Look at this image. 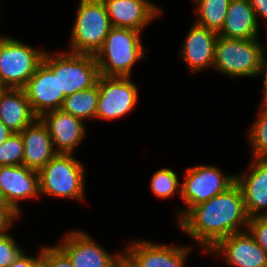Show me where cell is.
<instances>
[{
    "label": "cell",
    "instance_id": "26",
    "mask_svg": "<svg viewBox=\"0 0 267 267\" xmlns=\"http://www.w3.org/2000/svg\"><path fill=\"white\" fill-rule=\"evenodd\" d=\"M24 145L20 133H13L0 145V166L23 165Z\"/></svg>",
    "mask_w": 267,
    "mask_h": 267
},
{
    "label": "cell",
    "instance_id": "2",
    "mask_svg": "<svg viewBox=\"0 0 267 267\" xmlns=\"http://www.w3.org/2000/svg\"><path fill=\"white\" fill-rule=\"evenodd\" d=\"M141 31L112 27L95 59L99 73L104 77H130L138 60L144 59L148 47L142 45Z\"/></svg>",
    "mask_w": 267,
    "mask_h": 267
},
{
    "label": "cell",
    "instance_id": "15",
    "mask_svg": "<svg viewBox=\"0 0 267 267\" xmlns=\"http://www.w3.org/2000/svg\"><path fill=\"white\" fill-rule=\"evenodd\" d=\"M40 119L48 128L57 154H73L87 135L85 122L61 109L49 111Z\"/></svg>",
    "mask_w": 267,
    "mask_h": 267
},
{
    "label": "cell",
    "instance_id": "12",
    "mask_svg": "<svg viewBox=\"0 0 267 267\" xmlns=\"http://www.w3.org/2000/svg\"><path fill=\"white\" fill-rule=\"evenodd\" d=\"M99 76L94 55L69 51L58 53L59 91L65 97L95 86Z\"/></svg>",
    "mask_w": 267,
    "mask_h": 267
},
{
    "label": "cell",
    "instance_id": "9",
    "mask_svg": "<svg viewBox=\"0 0 267 267\" xmlns=\"http://www.w3.org/2000/svg\"><path fill=\"white\" fill-rule=\"evenodd\" d=\"M99 98L96 119L115 120L125 117L139 103L138 86L130 77L98 78Z\"/></svg>",
    "mask_w": 267,
    "mask_h": 267
},
{
    "label": "cell",
    "instance_id": "7",
    "mask_svg": "<svg viewBox=\"0 0 267 267\" xmlns=\"http://www.w3.org/2000/svg\"><path fill=\"white\" fill-rule=\"evenodd\" d=\"M235 182V173L224 174L222 169L215 165L187 167L179 195L186 208L176 209L178 214L176 221H179L192 207L221 194Z\"/></svg>",
    "mask_w": 267,
    "mask_h": 267
},
{
    "label": "cell",
    "instance_id": "8",
    "mask_svg": "<svg viewBox=\"0 0 267 267\" xmlns=\"http://www.w3.org/2000/svg\"><path fill=\"white\" fill-rule=\"evenodd\" d=\"M50 52L46 50L42 63L23 88L38 118L49 111L61 109L65 98L64 93L59 91L58 52Z\"/></svg>",
    "mask_w": 267,
    "mask_h": 267
},
{
    "label": "cell",
    "instance_id": "10",
    "mask_svg": "<svg viewBox=\"0 0 267 267\" xmlns=\"http://www.w3.org/2000/svg\"><path fill=\"white\" fill-rule=\"evenodd\" d=\"M56 245L69 257L73 267H115L123 259V251L114 254L107 251L82 230L69 231Z\"/></svg>",
    "mask_w": 267,
    "mask_h": 267
},
{
    "label": "cell",
    "instance_id": "33",
    "mask_svg": "<svg viewBox=\"0 0 267 267\" xmlns=\"http://www.w3.org/2000/svg\"><path fill=\"white\" fill-rule=\"evenodd\" d=\"M262 74L264 76L263 79V102H267V46L265 47L262 58H261V64H260V70L258 77Z\"/></svg>",
    "mask_w": 267,
    "mask_h": 267
},
{
    "label": "cell",
    "instance_id": "17",
    "mask_svg": "<svg viewBox=\"0 0 267 267\" xmlns=\"http://www.w3.org/2000/svg\"><path fill=\"white\" fill-rule=\"evenodd\" d=\"M218 37V33L195 22L191 25L178 56L188 66L190 73L195 74L208 67L212 69Z\"/></svg>",
    "mask_w": 267,
    "mask_h": 267
},
{
    "label": "cell",
    "instance_id": "13",
    "mask_svg": "<svg viewBox=\"0 0 267 267\" xmlns=\"http://www.w3.org/2000/svg\"><path fill=\"white\" fill-rule=\"evenodd\" d=\"M206 253L221 256L230 267H267L266 251L248 230L222 238Z\"/></svg>",
    "mask_w": 267,
    "mask_h": 267
},
{
    "label": "cell",
    "instance_id": "31",
    "mask_svg": "<svg viewBox=\"0 0 267 267\" xmlns=\"http://www.w3.org/2000/svg\"><path fill=\"white\" fill-rule=\"evenodd\" d=\"M41 258V251L36 256L27 255L23 250L18 257L8 267H33L34 264Z\"/></svg>",
    "mask_w": 267,
    "mask_h": 267
},
{
    "label": "cell",
    "instance_id": "24",
    "mask_svg": "<svg viewBox=\"0 0 267 267\" xmlns=\"http://www.w3.org/2000/svg\"><path fill=\"white\" fill-rule=\"evenodd\" d=\"M249 128L251 158H267V102L261 101L258 116Z\"/></svg>",
    "mask_w": 267,
    "mask_h": 267
},
{
    "label": "cell",
    "instance_id": "20",
    "mask_svg": "<svg viewBox=\"0 0 267 267\" xmlns=\"http://www.w3.org/2000/svg\"><path fill=\"white\" fill-rule=\"evenodd\" d=\"M259 23L248 0H231L220 37L227 39H255L259 37Z\"/></svg>",
    "mask_w": 267,
    "mask_h": 267
},
{
    "label": "cell",
    "instance_id": "5",
    "mask_svg": "<svg viewBox=\"0 0 267 267\" xmlns=\"http://www.w3.org/2000/svg\"><path fill=\"white\" fill-rule=\"evenodd\" d=\"M265 44L255 39L217 38L212 69L231 78L256 77L259 74Z\"/></svg>",
    "mask_w": 267,
    "mask_h": 267
},
{
    "label": "cell",
    "instance_id": "23",
    "mask_svg": "<svg viewBox=\"0 0 267 267\" xmlns=\"http://www.w3.org/2000/svg\"><path fill=\"white\" fill-rule=\"evenodd\" d=\"M231 0H193L197 18L195 23L216 33L223 27Z\"/></svg>",
    "mask_w": 267,
    "mask_h": 267
},
{
    "label": "cell",
    "instance_id": "1",
    "mask_svg": "<svg viewBox=\"0 0 267 267\" xmlns=\"http://www.w3.org/2000/svg\"><path fill=\"white\" fill-rule=\"evenodd\" d=\"M249 219L243 191L235 182L221 194L192 207L177 224L208 252L222 238L247 230Z\"/></svg>",
    "mask_w": 267,
    "mask_h": 267
},
{
    "label": "cell",
    "instance_id": "35",
    "mask_svg": "<svg viewBox=\"0 0 267 267\" xmlns=\"http://www.w3.org/2000/svg\"><path fill=\"white\" fill-rule=\"evenodd\" d=\"M33 267H47V263L42 259L40 258L35 264Z\"/></svg>",
    "mask_w": 267,
    "mask_h": 267
},
{
    "label": "cell",
    "instance_id": "18",
    "mask_svg": "<svg viewBox=\"0 0 267 267\" xmlns=\"http://www.w3.org/2000/svg\"><path fill=\"white\" fill-rule=\"evenodd\" d=\"M251 164V165H250ZM246 173H237L250 218L267 216V158H252Z\"/></svg>",
    "mask_w": 267,
    "mask_h": 267
},
{
    "label": "cell",
    "instance_id": "6",
    "mask_svg": "<svg viewBox=\"0 0 267 267\" xmlns=\"http://www.w3.org/2000/svg\"><path fill=\"white\" fill-rule=\"evenodd\" d=\"M46 50L17 38L0 35V81L12 89H23L42 63Z\"/></svg>",
    "mask_w": 267,
    "mask_h": 267
},
{
    "label": "cell",
    "instance_id": "27",
    "mask_svg": "<svg viewBox=\"0 0 267 267\" xmlns=\"http://www.w3.org/2000/svg\"><path fill=\"white\" fill-rule=\"evenodd\" d=\"M9 232L0 234V266L8 267L23 251Z\"/></svg>",
    "mask_w": 267,
    "mask_h": 267
},
{
    "label": "cell",
    "instance_id": "25",
    "mask_svg": "<svg viewBox=\"0 0 267 267\" xmlns=\"http://www.w3.org/2000/svg\"><path fill=\"white\" fill-rule=\"evenodd\" d=\"M150 183V189L157 198L168 199L175 194L181 193V182L177 173L167 167L157 170L153 174Z\"/></svg>",
    "mask_w": 267,
    "mask_h": 267
},
{
    "label": "cell",
    "instance_id": "36",
    "mask_svg": "<svg viewBox=\"0 0 267 267\" xmlns=\"http://www.w3.org/2000/svg\"><path fill=\"white\" fill-rule=\"evenodd\" d=\"M115 267H132L124 258Z\"/></svg>",
    "mask_w": 267,
    "mask_h": 267
},
{
    "label": "cell",
    "instance_id": "29",
    "mask_svg": "<svg viewBox=\"0 0 267 267\" xmlns=\"http://www.w3.org/2000/svg\"><path fill=\"white\" fill-rule=\"evenodd\" d=\"M247 230L267 253V216L250 218Z\"/></svg>",
    "mask_w": 267,
    "mask_h": 267
},
{
    "label": "cell",
    "instance_id": "32",
    "mask_svg": "<svg viewBox=\"0 0 267 267\" xmlns=\"http://www.w3.org/2000/svg\"><path fill=\"white\" fill-rule=\"evenodd\" d=\"M248 2L255 12L258 23V17L263 18L267 22V0H248Z\"/></svg>",
    "mask_w": 267,
    "mask_h": 267
},
{
    "label": "cell",
    "instance_id": "14",
    "mask_svg": "<svg viewBox=\"0 0 267 267\" xmlns=\"http://www.w3.org/2000/svg\"><path fill=\"white\" fill-rule=\"evenodd\" d=\"M0 188L5 203L21 217L19 202L41 196L39 173L24 165L0 166Z\"/></svg>",
    "mask_w": 267,
    "mask_h": 267
},
{
    "label": "cell",
    "instance_id": "11",
    "mask_svg": "<svg viewBox=\"0 0 267 267\" xmlns=\"http://www.w3.org/2000/svg\"><path fill=\"white\" fill-rule=\"evenodd\" d=\"M123 251V258L132 267H186L185 263L192 248L165 245L149 240H133Z\"/></svg>",
    "mask_w": 267,
    "mask_h": 267
},
{
    "label": "cell",
    "instance_id": "19",
    "mask_svg": "<svg viewBox=\"0 0 267 267\" xmlns=\"http://www.w3.org/2000/svg\"><path fill=\"white\" fill-rule=\"evenodd\" d=\"M20 134L24 145V166L39 171L57 154L48 128L40 118H37Z\"/></svg>",
    "mask_w": 267,
    "mask_h": 267
},
{
    "label": "cell",
    "instance_id": "3",
    "mask_svg": "<svg viewBox=\"0 0 267 267\" xmlns=\"http://www.w3.org/2000/svg\"><path fill=\"white\" fill-rule=\"evenodd\" d=\"M73 154H56L39 173L40 195L84 201L85 166Z\"/></svg>",
    "mask_w": 267,
    "mask_h": 267
},
{
    "label": "cell",
    "instance_id": "4",
    "mask_svg": "<svg viewBox=\"0 0 267 267\" xmlns=\"http://www.w3.org/2000/svg\"><path fill=\"white\" fill-rule=\"evenodd\" d=\"M69 41V52L95 55L112 28L102 0H80Z\"/></svg>",
    "mask_w": 267,
    "mask_h": 267
},
{
    "label": "cell",
    "instance_id": "28",
    "mask_svg": "<svg viewBox=\"0 0 267 267\" xmlns=\"http://www.w3.org/2000/svg\"><path fill=\"white\" fill-rule=\"evenodd\" d=\"M40 250L47 267H73L69 257L57 245H47Z\"/></svg>",
    "mask_w": 267,
    "mask_h": 267
},
{
    "label": "cell",
    "instance_id": "16",
    "mask_svg": "<svg viewBox=\"0 0 267 267\" xmlns=\"http://www.w3.org/2000/svg\"><path fill=\"white\" fill-rule=\"evenodd\" d=\"M112 27L130 28L143 32L162 14L160 7L149 0H102Z\"/></svg>",
    "mask_w": 267,
    "mask_h": 267
},
{
    "label": "cell",
    "instance_id": "21",
    "mask_svg": "<svg viewBox=\"0 0 267 267\" xmlns=\"http://www.w3.org/2000/svg\"><path fill=\"white\" fill-rule=\"evenodd\" d=\"M37 118L23 89H6L0 98V121L12 133H21Z\"/></svg>",
    "mask_w": 267,
    "mask_h": 267
},
{
    "label": "cell",
    "instance_id": "30",
    "mask_svg": "<svg viewBox=\"0 0 267 267\" xmlns=\"http://www.w3.org/2000/svg\"><path fill=\"white\" fill-rule=\"evenodd\" d=\"M19 217L5 201H0V234L8 232Z\"/></svg>",
    "mask_w": 267,
    "mask_h": 267
},
{
    "label": "cell",
    "instance_id": "34",
    "mask_svg": "<svg viewBox=\"0 0 267 267\" xmlns=\"http://www.w3.org/2000/svg\"><path fill=\"white\" fill-rule=\"evenodd\" d=\"M13 133L0 121V145L4 143Z\"/></svg>",
    "mask_w": 267,
    "mask_h": 267
},
{
    "label": "cell",
    "instance_id": "37",
    "mask_svg": "<svg viewBox=\"0 0 267 267\" xmlns=\"http://www.w3.org/2000/svg\"><path fill=\"white\" fill-rule=\"evenodd\" d=\"M7 87L0 81V98L2 94L6 91Z\"/></svg>",
    "mask_w": 267,
    "mask_h": 267
},
{
    "label": "cell",
    "instance_id": "38",
    "mask_svg": "<svg viewBox=\"0 0 267 267\" xmlns=\"http://www.w3.org/2000/svg\"><path fill=\"white\" fill-rule=\"evenodd\" d=\"M0 201H5L4 198H3V194H2L1 188H0Z\"/></svg>",
    "mask_w": 267,
    "mask_h": 267
},
{
    "label": "cell",
    "instance_id": "22",
    "mask_svg": "<svg viewBox=\"0 0 267 267\" xmlns=\"http://www.w3.org/2000/svg\"><path fill=\"white\" fill-rule=\"evenodd\" d=\"M99 98L98 83L86 90L77 91L64 98L61 110L71 114L84 122L96 119V110Z\"/></svg>",
    "mask_w": 267,
    "mask_h": 267
}]
</instances>
